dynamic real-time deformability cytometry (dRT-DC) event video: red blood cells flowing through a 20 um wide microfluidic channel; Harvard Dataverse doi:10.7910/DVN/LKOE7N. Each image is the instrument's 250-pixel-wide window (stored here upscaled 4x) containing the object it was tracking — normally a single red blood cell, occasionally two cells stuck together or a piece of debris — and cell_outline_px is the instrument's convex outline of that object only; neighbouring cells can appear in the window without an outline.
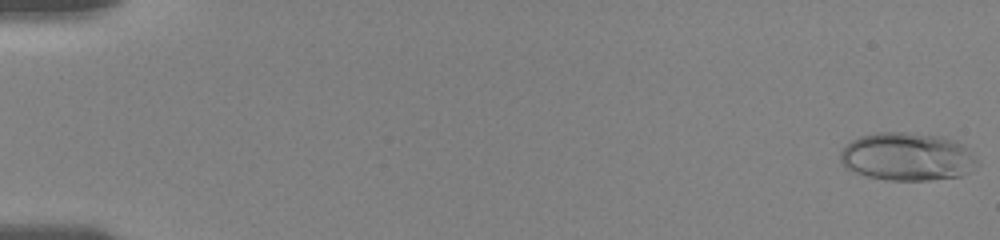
{"species": "human", "species_latin": "Homo sapiens", "temperature_condition": "room temperature", "stored_images_in_passage": 59, "camera_frame_rate_fps": 3000, "um_per_image_px": 0.085, "donor": {"sex": "female"}, "frame": {"image": 1, "passage_image": 1, "time_ms": 0.0, "image_size_px": [1000, 240], "cell_outline_px": [[980, 164], [968, 172], [960, 176], [928, 180], [888, 180], [868, 176], [844, 168], [840, 160], [840, 152], [852, 140], [860, 136], [876, 132], [908, 132], [940, 136], [956, 140], [972, 152]], "centroid_in_image_um": [77.13, 13.31], "position_along_channel_um": 7.9, "area_um2": 38.49}}
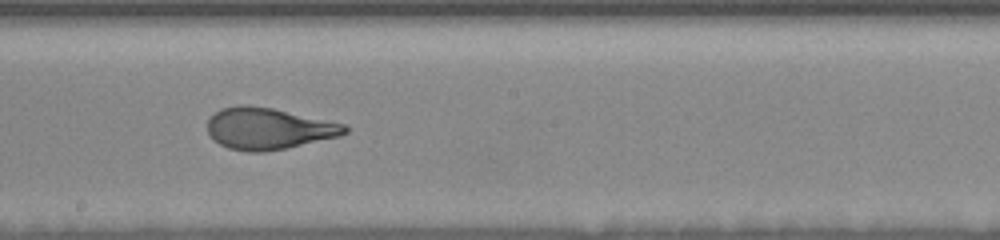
{"frame": {"image": 2, "passage_image": 41, "time_ms": 10.333, "image_size_px": [1000, 240], "cell_outline_px": [[348, 132], [340, 136], [284, 148], [264, 152], [248, 152], [228, 148], [212, 140], [208, 132], [208, 120], [220, 108], [240, 104], [248, 104], [272, 108], [344, 124], [348, 128]], "centroid_in_image_um": [22.77, 10.92], "position_along_channel_um": 225.4, "area_um2": 33.12}}
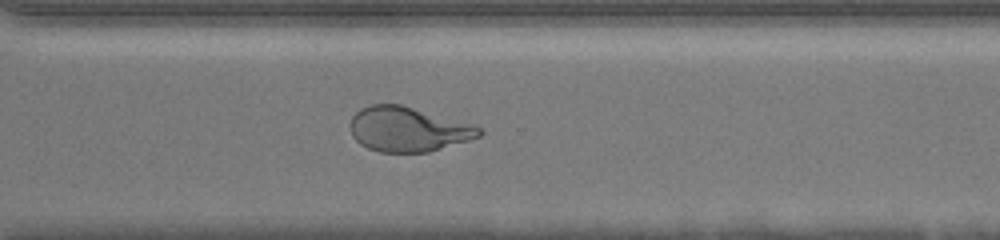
{"frame": {"image": 3, "passage_image": 56, "time_ms": 13.333, "image_size_px": [1000, 240], "cell_outline_px": [[484, 132], [480, 136], [468, 140], [428, 152], [380, 152], [368, 148], [360, 144], [352, 136], [348, 124], [352, 116], [360, 108], [372, 104], [400, 104], [476, 124]], "centroid_in_image_um": [34.67, 10.97], "position_along_channel_um": 335.9, "area_um2": 33.87}}